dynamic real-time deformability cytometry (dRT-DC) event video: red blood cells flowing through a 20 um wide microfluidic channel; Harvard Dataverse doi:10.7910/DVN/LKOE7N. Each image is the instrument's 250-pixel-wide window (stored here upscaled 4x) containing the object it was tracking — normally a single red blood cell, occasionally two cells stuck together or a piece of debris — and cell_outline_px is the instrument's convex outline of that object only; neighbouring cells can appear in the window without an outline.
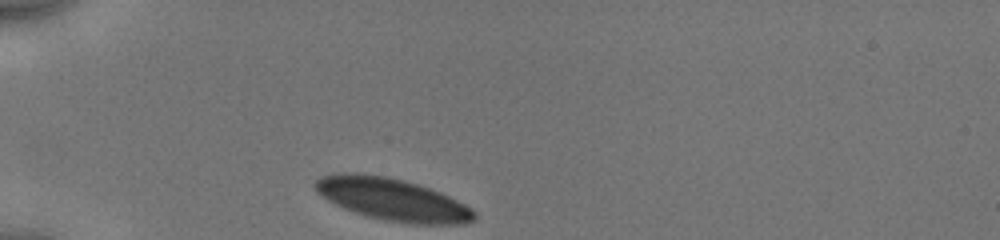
{"species": "human", "species_latin": "Homo sapiens", "temperature_condition": "cold", "stored_images_in_passage": 30, "camera_frame_rate_fps": 3000, "um_per_image_px": 0.085, "donor": {"sex": "male"}, "frame": {"image": 1, "passage_image": 1, "time_ms": 0.0, "image_size_px": [1000, 240], "cell_outline_px": [[476, 220], [464, 224], [412, 224], [384, 220], [368, 216], [344, 208], [320, 196], [312, 188], [312, 184], [320, 176], [332, 172], [356, 172], [384, 176], [404, 180], [440, 192], [472, 208], [476, 212]], "centroid_in_image_um": [33.3, 16.94], "position_along_channel_um": 51.7, "area_um2": 39.48}}
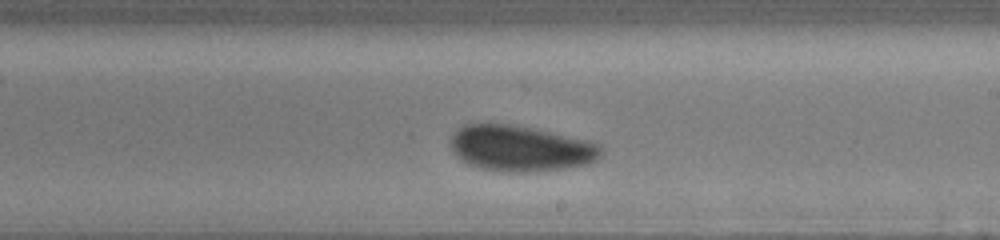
{"frame": {"image": 2, "passage_image": 18, "time_ms": 5.667, "image_size_px": [1000, 240], "cell_outline_px": [[604, 152], [596, 160], [588, 164], [564, 168], [536, 172], [504, 172], [480, 168], [460, 160], [456, 156], [448, 144], [456, 128], [464, 124], [512, 124], [592, 140], [600, 144], [604, 148]], "centroid_in_image_um": [44.27, 12.61], "position_along_channel_um": 244.7, "area_um2": 40.86}}
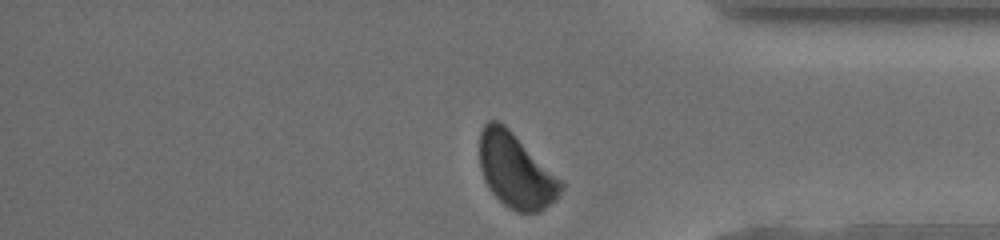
{"frame": {"image": 3, "passage_image": 30, "time_ms": 9.667, "image_size_px": [1000, 240], "cell_outline_px": [[564, 188], [556, 200], [540, 212], [516, 212], [508, 208], [488, 188], [484, 180], [480, 168], [480, 132], [484, 124], [488, 120], [496, 120], [504, 124], [564, 184]], "centroid_in_image_um": [43.82, 14.54], "position_along_channel_um": 391.4, "area_um2": 34.91}, "authors_computed_cell_mechanics": {"area_um2": 40.0843, "velocity_mm_per_s": 3.8814, "shape_relaxation_time_tau1_ms": 2.7853, "shape_relaxation_time_tau2_ms": 1.3601, "deformation_change_tau1": 0.0581, "deformation_change_tau2": 0.0473}}